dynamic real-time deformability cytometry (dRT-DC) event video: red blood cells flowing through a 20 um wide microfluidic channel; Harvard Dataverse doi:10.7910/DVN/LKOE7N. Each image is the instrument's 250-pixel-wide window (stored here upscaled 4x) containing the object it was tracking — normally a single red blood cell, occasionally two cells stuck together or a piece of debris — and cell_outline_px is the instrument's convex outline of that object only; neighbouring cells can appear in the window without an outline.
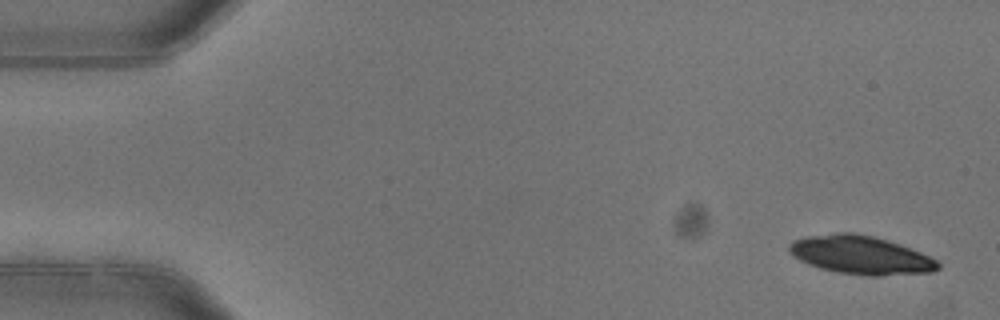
{"species": "common noctule bat (a hibernating species)", "species_latin": "Nyctalus noctula", "temperature_condition": "warm", "stored_images_in_passage": 5, "camera_frame_rate_fps": 3000, "um_per_image_px": 0.085, "animal": {"sex": "female"}, "frame": {"image": 1, "passage_image": 1, "time_ms": 0.0, "image_size_px": [1000, 320], "cell_outline_px": [[940, 268], [936, 272], [880, 276], [864, 276], [836, 272], [820, 268], [808, 264], [792, 256], [788, 252], [788, 244], [792, 240], [808, 236], [836, 232], [852, 232], [872, 236], [888, 240], [900, 244], [920, 252], [936, 260], [940, 264]], "centroid_in_image_um": [73.15, 21.68], "position_along_channel_um": 11.9, "area_um2": 33.7}}